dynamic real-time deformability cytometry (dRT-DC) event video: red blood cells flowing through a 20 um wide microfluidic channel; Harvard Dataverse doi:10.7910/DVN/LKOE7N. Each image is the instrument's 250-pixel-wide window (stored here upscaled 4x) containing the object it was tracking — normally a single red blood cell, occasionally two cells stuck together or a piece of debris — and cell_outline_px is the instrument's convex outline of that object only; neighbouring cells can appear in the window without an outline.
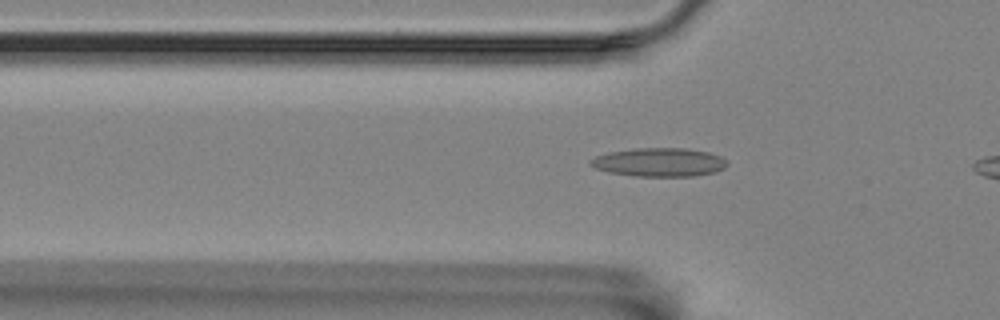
{"species": "Egyptian fruit bat (a non-hibernating species)", "species_latin": "Rousettus aegyptiacus", "temperature_condition": "room temperature", "stored_images_in_passage": 39, "camera_frame_rate_fps": 3000, "um_per_image_px": 0.085, "animal": {"sex": "female"}, "frame": {"image": 1, "passage_image": 11, "time_ms": 3.333, "image_size_px": [1000, 320], "cell_outline_px": [[728, 164], [724, 168], [716, 172], [692, 176], [636, 176], [608, 172], [596, 168], [588, 164], [588, 160], [596, 156], [608, 152], [636, 148], [684, 148], [708, 152], [720, 156], [728, 160]], "centroid_in_image_um": [56.03, 13.79], "position_along_channel_um": 69.8, "area_um2": 22.89}}
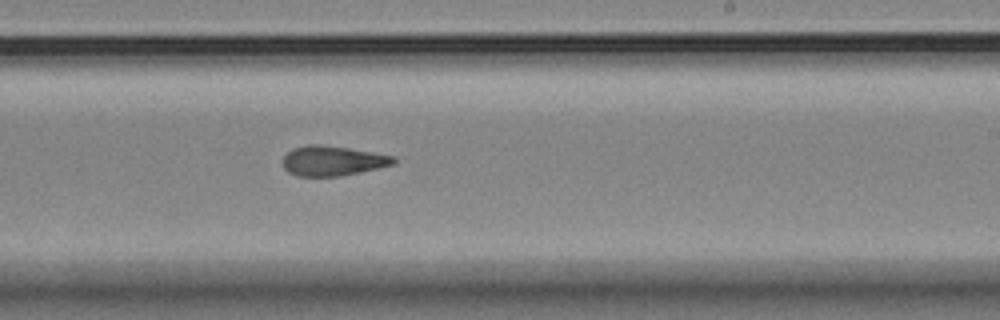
{"frame": {"image": 2, "passage_image": 27, "time_ms": 8.667, "image_size_px": [1000, 320], "cell_outline_px": [[396, 164], [360, 172], [340, 176], [296, 176], [288, 172], [284, 168], [284, 156], [292, 148], [308, 144], [320, 144], [348, 148], [396, 156]], "centroid_in_image_um": [28.29, 13.66], "position_along_channel_um": 260.7, "area_um2": 19.36}}
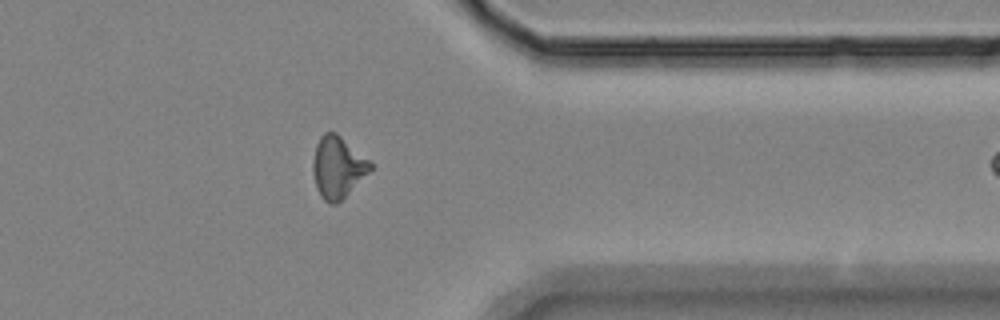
{"frame": {"image": 3, "passage_image": 38, "time_ms": 12.333, "image_size_px": [1000, 320], "cell_outline_px": [[372, 168], [336, 204], [328, 204], [320, 196], [316, 188], [312, 172], [312, 160], [316, 144], [320, 136], [324, 132], [336, 132], [368, 160], [372, 164]], "centroid_in_image_um": [28.64, 14.2], "position_along_channel_um": 382.8, "area_um2": 20.29}}